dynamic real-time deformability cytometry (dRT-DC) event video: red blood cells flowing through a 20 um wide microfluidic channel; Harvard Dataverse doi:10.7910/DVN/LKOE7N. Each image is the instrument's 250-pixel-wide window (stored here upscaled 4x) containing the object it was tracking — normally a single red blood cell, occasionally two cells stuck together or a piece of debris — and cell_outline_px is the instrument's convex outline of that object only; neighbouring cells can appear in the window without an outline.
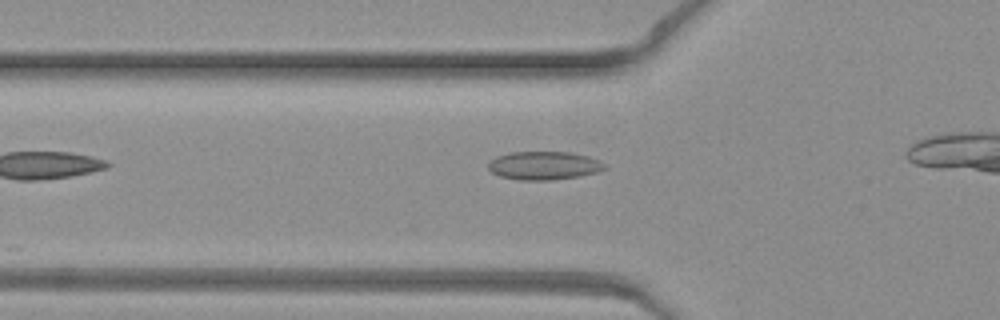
{"species": "common noctule bat (a hibernating species)", "species_latin": "Nyctalus noctula", "temperature_condition": "warm", "stored_images_in_passage": 11, "camera_frame_rate_fps": 3000, "um_per_image_px": 0.085, "animal": {"sex": "female", "body_mass_g": 19.3, "forearm_length_mm": 54.1}, "frame": {"image": 1, "passage_image": 3, "time_ms": 0.667, "image_size_px": [1000, 320], "cell_outline_px": [[608, 168], [596, 172], [580, 176], [552, 180], [520, 180], [500, 176], [492, 172], [488, 168], [488, 164], [496, 156], [512, 152], [572, 152], [588, 156], [600, 160], [608, 164]], "centroid_in_image_um": [46.29, 14.07], "position_along_channel_um": 79.5, "area_um2": 19.36}}
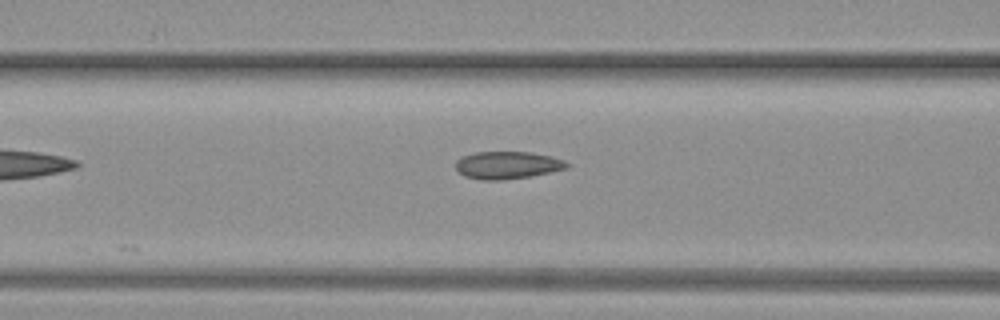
{"frame": {"image": 2, "passage_image": 6, "time_ms": 1.667, "image_size_px": [1000, 320], "cell_outline_px": [[572, 164], [568, 168], [532, 176], [504, 180], [480, 180], [464, 176], [456, 168], [456, 160], [460, 156], [476, 152], [532, 152], [552, 156], [564, 160]], "centroid_in_image_um": [43.15, 14.03], "position_along_channel_um": 123.4, "area_um2": 18.09}}